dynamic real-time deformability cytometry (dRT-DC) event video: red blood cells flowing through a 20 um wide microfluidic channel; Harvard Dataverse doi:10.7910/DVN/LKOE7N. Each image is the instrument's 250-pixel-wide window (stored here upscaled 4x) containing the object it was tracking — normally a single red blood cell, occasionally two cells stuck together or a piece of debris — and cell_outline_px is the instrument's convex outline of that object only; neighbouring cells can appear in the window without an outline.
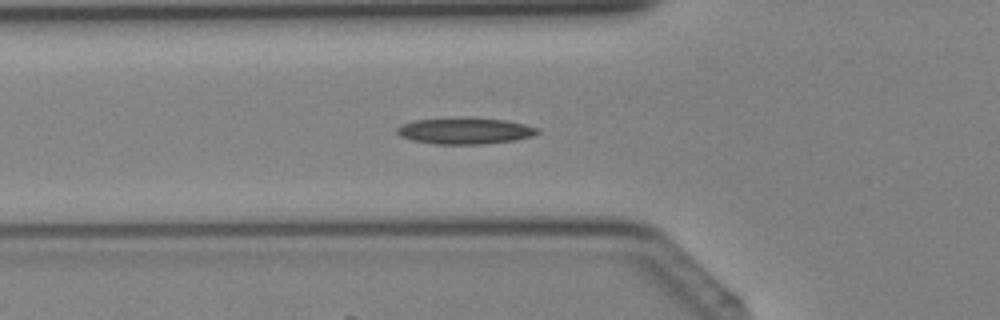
{"species": "Egyptian fruit bat (a non-hibernating species)", "species_latin": "Rousettus aegyptiacus", "temperature_condition": "cold", "stored_images_in_passage": 29, "camera_frame_rate_fps": 3000, "um_per_image_px": 0.085, "animal": {"sex": "female"}, "frame": {"image": 1, "passage_image": 3, "time_ms": 0.667, "image_size_px": [1000, 320], "cell_outline_px": [[540, 132], [532, 136], [516, 140], [484, 144], [432, 144], [412, 140], [400, 136], [396, 132], [396, 128], [400, 124], [412, 120], [464, 116], [468, 116], [504, 120], [524, 124], [540, 128]], "centroid_in_image_um": [39.49, 11.1], "position_along_channel_um": 86.3, "area_um2": 22.2}}
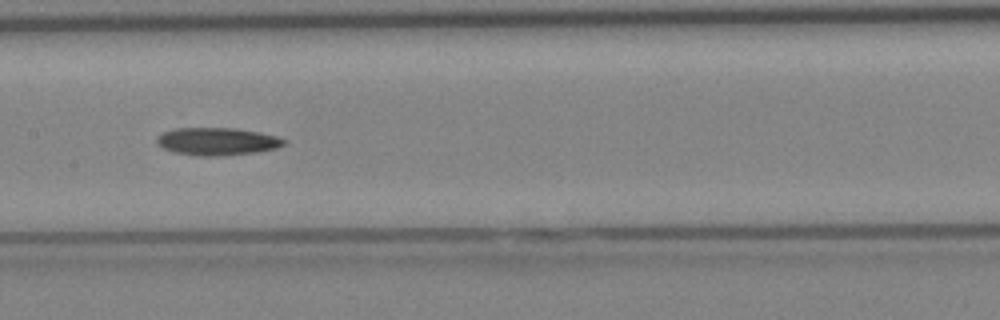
{"frame": {"image": 2, "passage_image": 9, "time_ms": 2.667, "image_size_px": [1000, 320], "cell_outline_px": [[288, 140], [284, 144], [276, 148], [256, 152], [220, 156], [200, 156], [176, 152], [164, 148], [156, 140], [164, 132], [176, 128], [232, 128], [256, 132], [276, 136]], "centroid_in_image_um": [18.5, 12.02], "position_along_channel_um": 188.9, "area_um2": 20.06}}
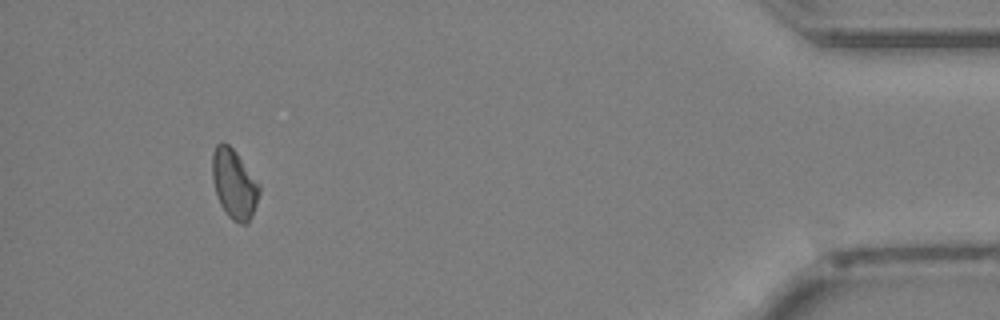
{"frame": {"image": 3, "passage_image": 26, "time_ms": 8.333, "image_size_px": [1000, 320], "cell_outline_px": [[260, 192], [252, 216], [244, 224], [240, 224], [232, 220], [228, 216], [220, 204], [216, 192], [212, 176], [212, 152], [216, 144], [220, 140], [228, 144], [236, 152], [260, 184]], "centroid_in_image_um": [19.9, 15.61], "position_along_channel_um": 415.3, "area_um2": 19.02}}